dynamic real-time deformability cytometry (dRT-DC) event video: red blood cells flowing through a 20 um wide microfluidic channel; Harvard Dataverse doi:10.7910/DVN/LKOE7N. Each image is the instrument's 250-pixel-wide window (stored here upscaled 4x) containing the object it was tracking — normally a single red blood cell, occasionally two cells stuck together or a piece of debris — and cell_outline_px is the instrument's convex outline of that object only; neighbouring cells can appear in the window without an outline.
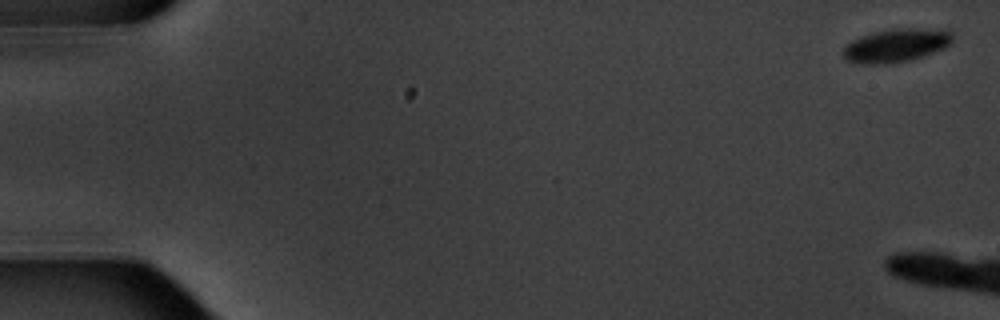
{"species": "common noctule bat (a hibernating species)", "species_latin": "Nyctalus noctula", "temperature_condition": "warm", "stored_images_in_passage": 3, "camera_frame_rate_fps": 3000, "um_per_image_px": 0.085, "animal": {"sex": "male", "body_mass_g": 20.1, "forearm_length_mm": 53.5}, "frame": {"image": 1, "passage_image": 1, "time_ms": 0.0, "image_size_px": [1000, 320], "cell_outline_px": [[952, 40], [944, 48], [908, 60], [884, 64], [864, 64], [848, 60], [844, 56], [844, 44], [860, 36], [872, 32], [896, 28], [948, 28], [952, 32]], "centroid_in_image_um": [76.18, 3.82], "position_along_channel_um": 8.8, "area_um2": 21.27}}